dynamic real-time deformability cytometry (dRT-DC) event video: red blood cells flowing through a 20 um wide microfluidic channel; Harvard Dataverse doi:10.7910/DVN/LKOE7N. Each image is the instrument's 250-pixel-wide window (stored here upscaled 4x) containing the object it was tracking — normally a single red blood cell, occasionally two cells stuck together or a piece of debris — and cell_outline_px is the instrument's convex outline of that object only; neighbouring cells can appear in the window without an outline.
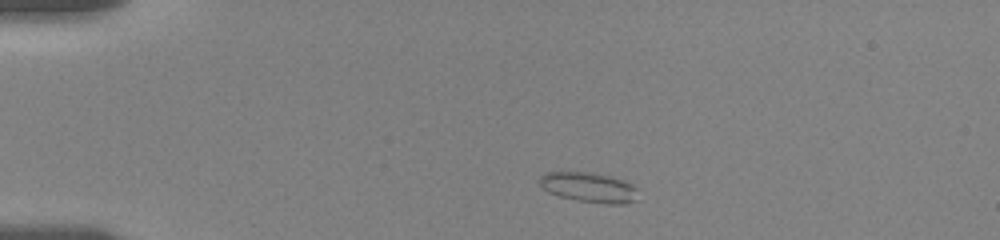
{"species": "human", "species_latin": "Homo sapiens", "temperature_condition": "room temperature", "stored_images_in_passage": 40, "camera_frame_rate_fps": 3000, "um_per_image_px": 0.085, "donor": {"sex": "female"}, "frame": {"image": 1, "passage_image": 2, "time_ms": 1.0, "image_size_px": [1000, 240], "cell_outline_px": [[636, 200], [624, 204], [604, 204], [580, 200], [560, 196], [548, 192], [540, 184], [540, 176], [544, 172], [592, 172], [624, 180], [632, 184], [636, 188]], "centroid_in_image_um": [50.07, 15.92], "position_along_channel_um": 34.9, "area_um2": 17.05}}
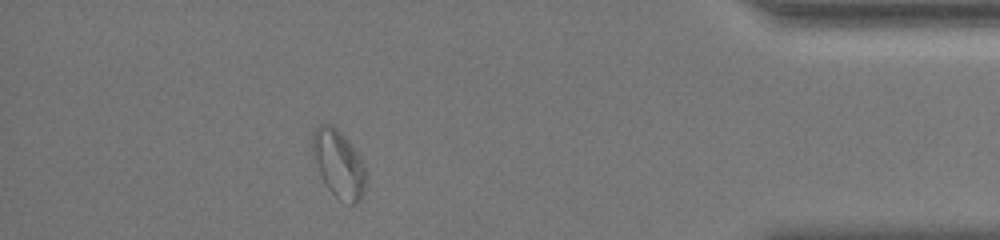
{"frame": {"image": 2, "passage_image": 35, "time_ms": 14.0, "image_size_px": [1000, 240], "cell_outline_px": [[364, 192], [360, 200], [356, 204], [352, 204], [336, 196], [324, 184], [312, 156], [312, 132], [320, 124], [332, 124], [344, 136], [356, 152], [364, 164]], "centroid_in_image_um": [28.74, 13.9], "position_along_channel_um": 406.5, "area_um2": 20.69}}